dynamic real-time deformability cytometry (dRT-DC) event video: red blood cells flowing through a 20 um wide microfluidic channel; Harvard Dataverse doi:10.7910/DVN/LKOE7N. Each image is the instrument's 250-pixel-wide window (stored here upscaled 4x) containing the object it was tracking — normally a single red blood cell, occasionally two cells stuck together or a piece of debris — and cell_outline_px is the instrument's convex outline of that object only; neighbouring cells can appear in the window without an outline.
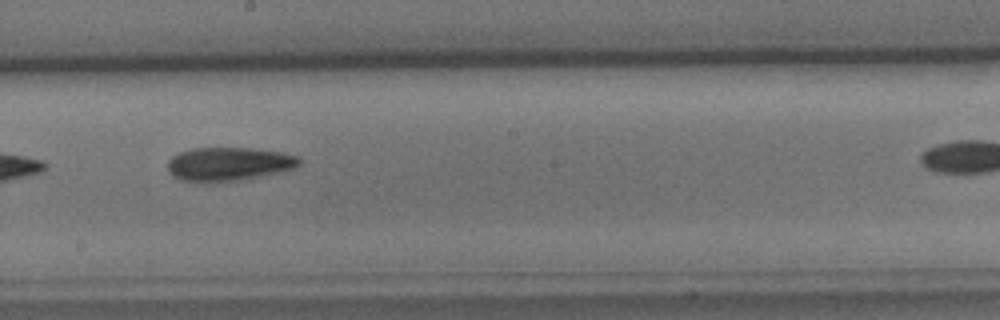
{"species": "common noctule bat (a hibernating species)", "species_latin": "Nyctalus noctula", "temperature_condition": "cold", "stored_images_in_passage": 14, "camera_frame_rate_fps": 3000, "um_per_image_px": 0.085, "animal": {"sex": "male", "body_mass_g": 15.6}, "frame": {"image": 1, "passage_image": 7, "time_ms": 7.0, "image_size_px": [1000, 320], "cell_outline_px": [[300, 164], [296, 168], [240, 180], [180, 180], [172, 176], [168, 168], [168, 160], [172, 156], [180, 152], [192, 148], [252, 148], [280, 152], [296, 156], [300, 160]], "centroid_in_image_um": [19.44, 13.91], "position_along_channel_um": 228.8, "area_um2": 25.14}}
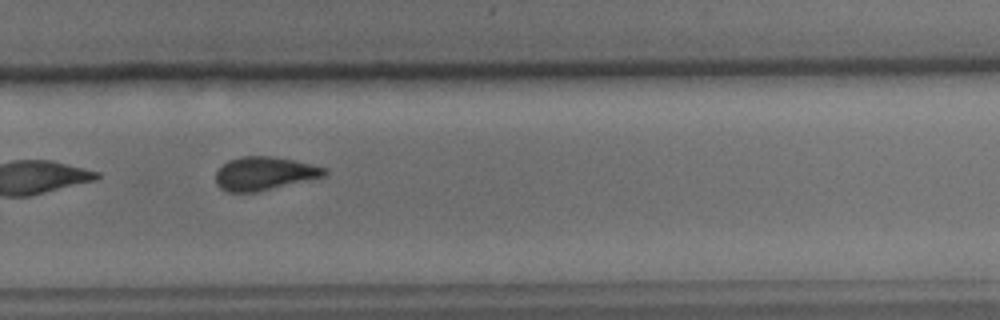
{"frame": {"image": 2, "passage_image": 10, "time_ms": 11.333, "image_size_px": [1000, 320], "cell_outline_px": [[328, 176], [256, 192], [228, 192], [220, 188], [216, 184], [216, 172], [228, 160], [240, 156], [272, 156], [292, 160], [324, 168], [328, 172]], "centroid_in_image_um": [22.46, 14.75], "position_along_channel_um": 307.3, "area_um2": 21.1}}